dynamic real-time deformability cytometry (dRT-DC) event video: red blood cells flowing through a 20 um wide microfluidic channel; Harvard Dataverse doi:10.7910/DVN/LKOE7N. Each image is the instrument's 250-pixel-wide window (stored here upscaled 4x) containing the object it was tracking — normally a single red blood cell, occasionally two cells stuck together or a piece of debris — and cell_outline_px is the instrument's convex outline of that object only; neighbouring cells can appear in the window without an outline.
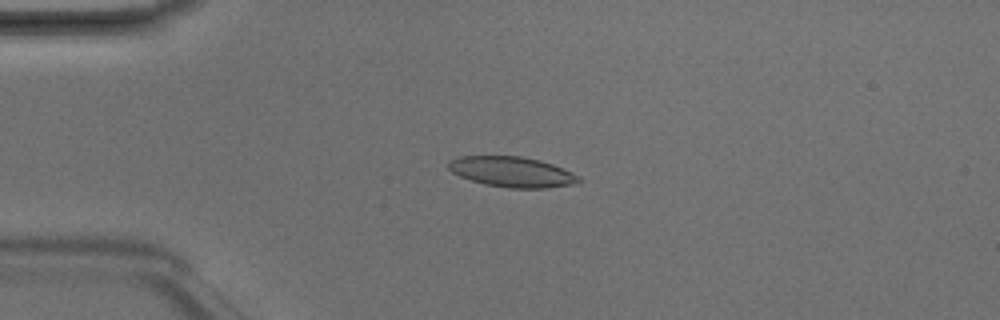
{"species": "Egyptian fruit bat (a non-hibernating species)", "species_latin": "Rousettus aegyptiacus", "temperature_condition": "room temperature", "stored_images_in_passage": 5, "camera_frame_rate_fps": 3000, "um_per_image_px": 0.085, "animal": {"sex": "male"}, "frame": {"image": 1, "passage_image": 3, "time_ms": 0.667, "image_size_px": [1000, 320], "cell_outline_px": [[584, 180], [572, 184], [548, 188], [508, 188], [484, 184], [460, 176], [452, 172], [448, 168], [448, 160], [460, 156], [520, 156], [540, 160], [552, 164], [572, 172], [580, 176]], "centroid_in_image_um": [43.53, 14.61], "position_along_channel_um": 41.5, "area_um2": 23.12}}